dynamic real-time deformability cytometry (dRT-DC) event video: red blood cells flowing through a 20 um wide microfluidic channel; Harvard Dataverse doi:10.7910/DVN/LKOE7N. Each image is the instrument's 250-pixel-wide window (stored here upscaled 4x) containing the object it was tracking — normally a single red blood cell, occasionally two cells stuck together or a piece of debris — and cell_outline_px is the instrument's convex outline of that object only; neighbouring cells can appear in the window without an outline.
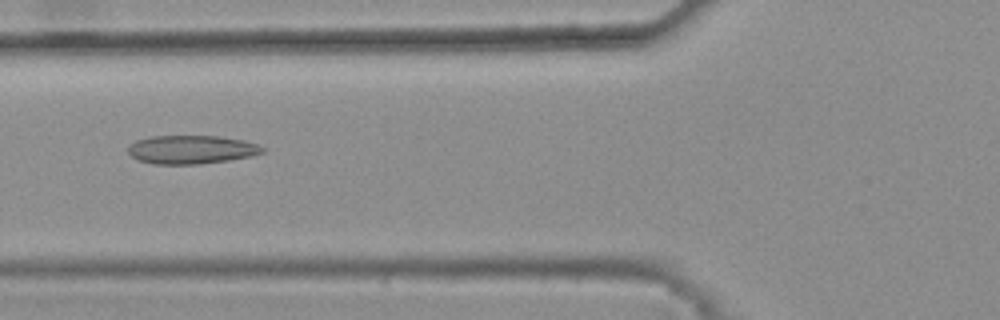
{"species": "common noctule bat (a hibernating species)", "species_latin": "Nyctalus noctula", "temperature_condition": "warm", "stored_images_in_passage": 47, "camera_frame_rate_fps": 3000, "um_per_image_px": 0.085, "animal": {"sex": "female", "body_mass_g": 25.1}, "frame": {"image": 1, "passage_image": 20, "time_ms": 6.333, "image_size_px": [1000, 320], "cell_outline_px": [[264, 152], [252, 156], [228, 160], [200, 164], [152, 164], [140, 160], [132, 156], [128, 152], [128, 148], [136, 140], [152, 136], [220, 136], [244, 140], [256, 144], [264, 148]], "centroid_in_image_um": [16.28, 12.71], "position_along_channel_um": 109.5, "area_um2": 22.25}}
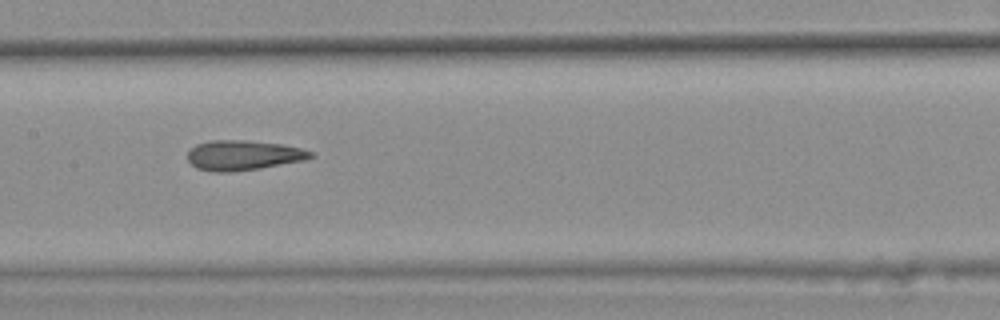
{"frame": {"image": 2, "passage_image": 26, "time_ms": 8.333, "image_size_px": [1000, 320], "cell_outline_px": [[316, 156], [304, 160], [260, 168], [232, 172], [212, 172], [196, 168], [188, 160], [188, 148], [196, 144], [208, 140], [248, 140], [280, 144], [300, 148], [312, 152]], "centroid_in_image_um": [20.63, 13.19], "position_along_channel_um": 186.8, "area_um2": 21.62}}
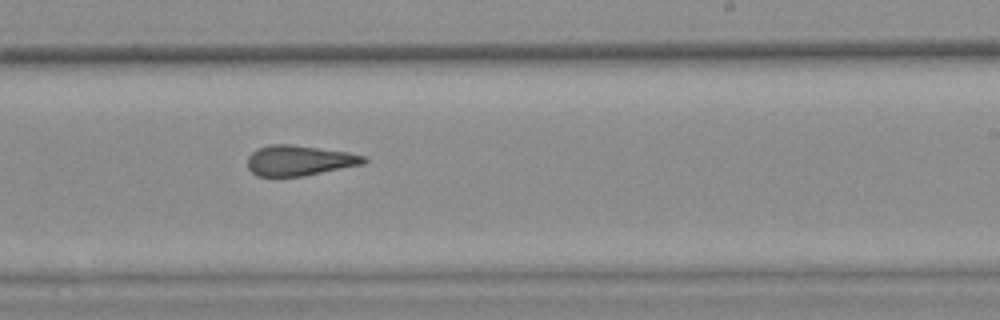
{"frame": {"image": 3, "passage_image": 32, "time_ms": 10.333, "image_size_px": [1000, 320], "cell_outline_px": [[368, 160], [364, 164], [304, 176], [256, 176], [248, 168], [248, 156], [256, 148], [272, 144], [292, 144], [348, 152], [364, 156]], "centroid_in_image_um": [25.43, 13.64], "position_along_channel_um": 263.6, "area_um2": 20.63}, "authors_computed_cell_mechanics": {"area_um2": 21.6172, "velocity_mm_per_s": 3.8512, "shape_relaxation_time_tau1_ms": null, "shape_relaxation_time_tau2_ms": 3.3403, "deformation_change_tau1": null, "deformation_change_tau2": 0.144}}